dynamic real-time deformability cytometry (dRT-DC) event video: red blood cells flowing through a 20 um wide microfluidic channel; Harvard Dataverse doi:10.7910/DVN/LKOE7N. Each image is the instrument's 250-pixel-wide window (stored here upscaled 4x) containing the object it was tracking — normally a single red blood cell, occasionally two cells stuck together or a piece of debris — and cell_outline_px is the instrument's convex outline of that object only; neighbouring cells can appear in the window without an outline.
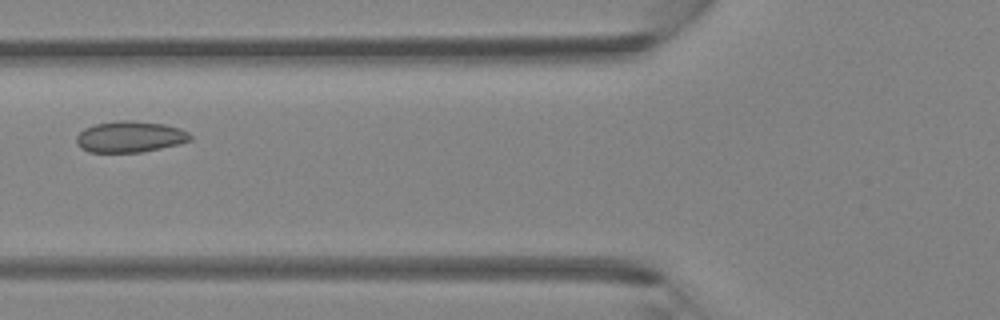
{"species": "Egyptian fruit bat (a non-hibernating species)", "species_latin": "Rousettus aegyptiacus", "temperature_condition": "room temperature", "stored_images_in_passage": 6, "camera_frame_rate_fps": 3000, "um_per_image_px": 0.085, "animal": {"sex": "female"}, "frame": {"image": 1, "passage_image": 6, "time_ms": 1.667, "image_size_px": [1000, 320], "cell_outline_px": [[192, 140], [180, 144], [140, 152], [88, 152], [80, 148], [76, 144], [76, 136], [84, 128], [96, 124], [116, 120], [132, 120], [164, 124], [180, 128], [188, 132], [192, 136]], "centroid_in_image_um": [11.04, 11.62], "position_along_channel_um": 114.8, "area_um2": 20.87}}